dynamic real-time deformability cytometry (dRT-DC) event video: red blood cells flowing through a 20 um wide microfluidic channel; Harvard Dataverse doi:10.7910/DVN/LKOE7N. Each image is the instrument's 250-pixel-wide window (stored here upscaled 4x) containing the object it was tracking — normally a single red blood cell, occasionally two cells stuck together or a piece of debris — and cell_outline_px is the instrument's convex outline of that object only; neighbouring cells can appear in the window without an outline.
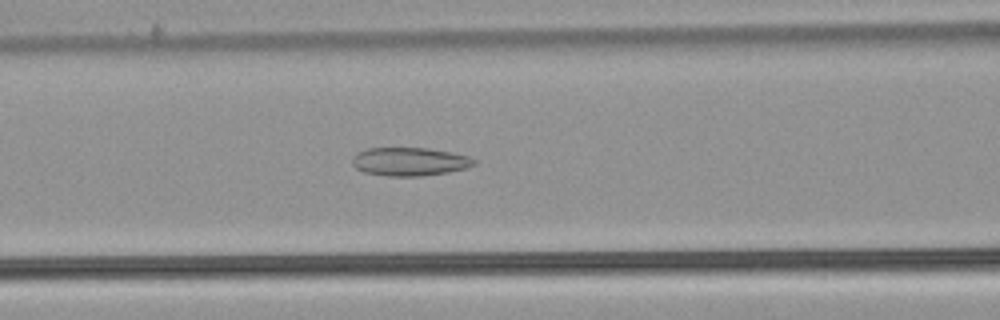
{"species": "common noctule bat (a hibernating species)", "species_latin": "Nyctalus noctula", "temperature_condition": "warm", "stored_images_in_passage": 41, "camera_frame_rate_fps": 3000, "um_per_image_px": 0.085, "animal": {"sex": "male", "body_mass_g": 21.5, "forearm_length_mm": 52.0}, "frame": {"image": 1, "passage_image": 21, "time_ms": 6.667, "image_size_px": [1000, 320], "cell_outline_px": [[476, 164], [468, 168], [448, 172], [420, 176], [384, 176], [364, 172], [356, 168], [352, 164], [352, 156], [356, 152], [368, 148], [428, 148], [452, 152], [468, 156], [476, 160]], "centroid_in_image_um": [34.81, 13.73], "position_along_channel_um": 131.8, "area_um2": 20.35}}
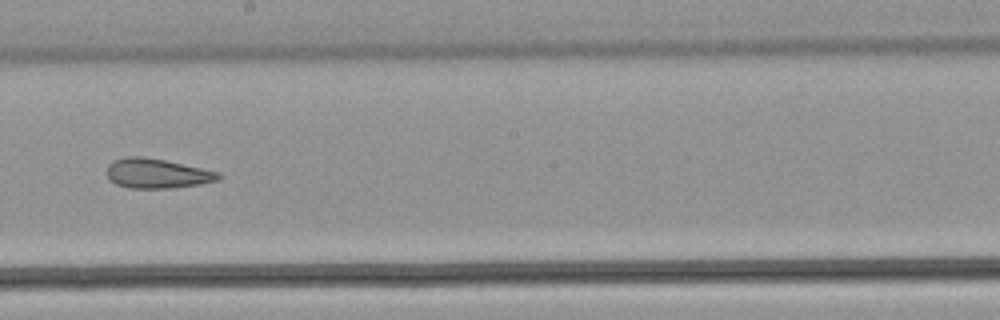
{"frame": {"image": 2, "passage_image": 29, "time_ms": 9.333, "image_size_px": [1000, 320], "cell_outline_px": [[224, 176], [220, 180], [200, 184], [172, 188], [128, 188], [116, 184], [108, 180], [108, 164], [112, 160], [128, 156], [144, 156], [164, 160], [220, 172]], "centroid_in_image_um": [13.36, 14.74], "position_along_channel_um": 234.8, "area_um2": 19.48}}
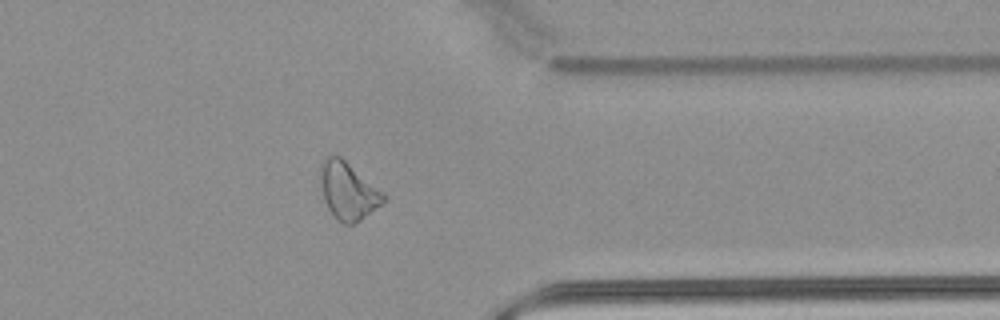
{"frame": {"image": 3, "passage_image": 41, "time_ms": 13.333, "image_size_px": [1000, 320], "cell_outline_px": [[740, 280], [620, 292], [564, 292], [556, 284], [564, 280], [684, 276], [740, 276]], "centroid_in_image_um": [54.2, 24.09], "position_along_channel_um": 357.2, "area_um2": 13.76}}